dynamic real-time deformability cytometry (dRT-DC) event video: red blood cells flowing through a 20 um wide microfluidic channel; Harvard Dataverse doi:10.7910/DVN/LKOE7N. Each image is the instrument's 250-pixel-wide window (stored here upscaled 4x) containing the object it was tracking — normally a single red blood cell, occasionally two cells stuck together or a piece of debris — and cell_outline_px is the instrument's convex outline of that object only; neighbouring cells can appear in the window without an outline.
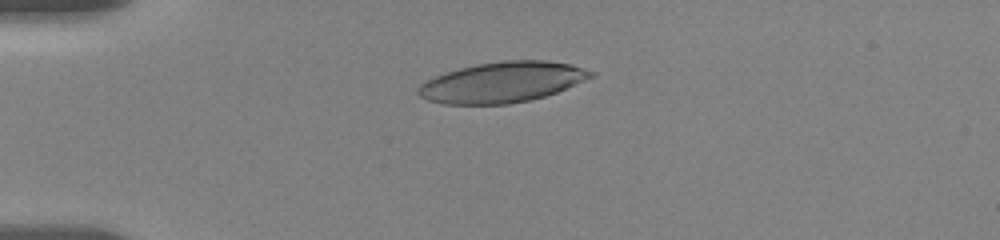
{"species": "human", "species_latin": "Homo sapiens", "temperature_condition": "room temperature", "stored_images_in_passage": 10, "camera_frame_rate_fps": 3000, "um_per_image_px": 0.085, "donor": {"sex": "female"}, "frame": {"image": 1, "passage_image": 6, "time_ms": 4.0, "image_size_px": [1000, 240], "cell_outline_px": [[596, 76], [556, 92], [544, 96], [528, 100], [508, 104], [444, 104], [428, 100], [420, 96], [416, 92], [416, 88], [424, 80], [444, 72], [476, 64], [504, 60], [548, 60], [572, 64], [596, 72]], "centroid_in_image_um": [42.68, 6.97], "position_along_channel_um": 42.3, "area_um2": 41.04}}
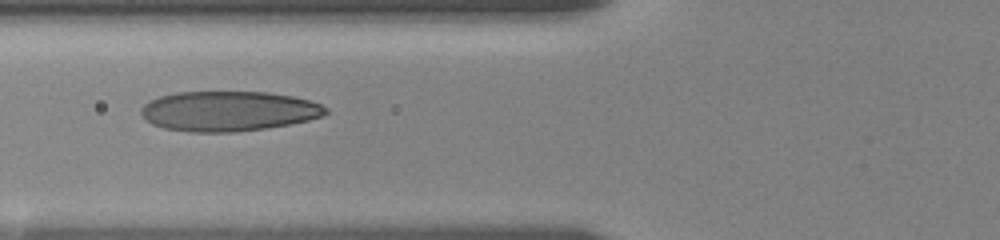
{"frame": {"image": 2, "passage_image": 9, "time_ms": 6.667, "image_size_px": [1000, 240], "cell_outline_px": [[328, 112], [324, 116], [308, 120], [288, 124], [264, 128], [236, 132], [188, 132], [164, 128], [152, 124], [144, 120], [140, 112], [140, 108], [148, 100], [160, 96], [176, 92], [268, 92], [292, 96], [308, 100], [320, 104], [328, 108]], "centroid_in_image_um": [19.38, 9.44], "position_along_channel_um": 106.4, "area_um2": 43.23}}
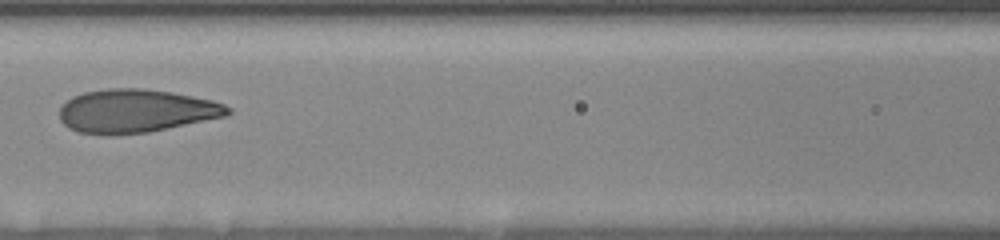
{"frame": {"image": 3, "passage_image": 10, "time_ms": 8.0, "image_size_px": [1000, 240], "cell_outline_px": [[232, 112], [224, 116], [148, 132], [76, 132], [68, 128], [60, 120], [60, 108], [72, 96], [84, 92], [108, 88], [144, 88], [172, 92], [212, 100], [224, 104], [232, 108]], "centroid_in_image_um": [11.57, 9.39], "position_along_channel_um": 155.0, "area_um2": 41.62}}